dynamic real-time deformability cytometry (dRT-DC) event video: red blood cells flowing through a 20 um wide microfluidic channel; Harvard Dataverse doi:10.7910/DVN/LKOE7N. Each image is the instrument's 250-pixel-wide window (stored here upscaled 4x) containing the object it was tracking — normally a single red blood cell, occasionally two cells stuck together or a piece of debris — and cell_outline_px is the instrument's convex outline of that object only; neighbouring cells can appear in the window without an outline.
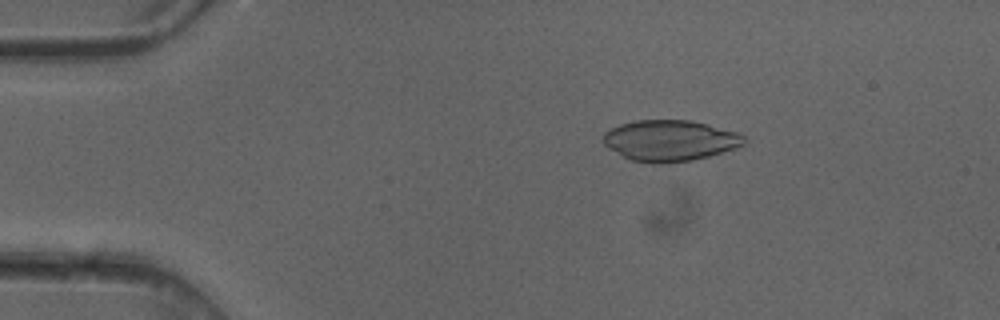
{"species": "common noctule bat (a hibernating species)", "species_latin": "Nyctalus noctula", "temperature_condition": "cold", "stored_images_in_passage": 3, "camera_frame_rate_fps": 3000, "um_per_image_px": 0.085, "animal": {"sex": "female"}, "frame": {"image": 1, "passage_image": 1, "time_ms": 0.0, "image_size_px": [1000, 320], "cell_outline_px": [[744, 144], [736, 148], [708, 156], [692, 160], [668, 164], [652, 164], [632, 160], [608, 148], [600, 140], [604, 132], [620, 124], [636, 120], [692, 120], [740, 132], [744, 136]], "centroid_in_image_um": [56.93, 11.95], "position_along_channel_um": 28.1, "area_um2": 33.99}}